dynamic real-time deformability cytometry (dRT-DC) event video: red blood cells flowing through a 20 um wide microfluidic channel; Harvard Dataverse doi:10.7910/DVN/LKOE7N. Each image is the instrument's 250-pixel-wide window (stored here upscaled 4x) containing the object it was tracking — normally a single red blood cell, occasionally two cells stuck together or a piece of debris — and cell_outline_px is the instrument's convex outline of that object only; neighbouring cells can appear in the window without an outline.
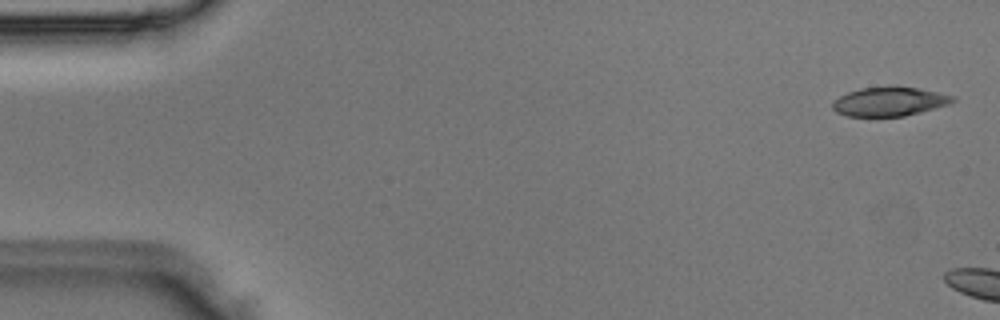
{"species": "Egyptian fruit bat (a non-hibernating species)", "species_latin": "Rousettus aegyptiacus", "temperature_condition": "room temperature", "stored_images_in_passage": 6, "camera_frame_rate_fps": 3000, "um_per_image_px": 0.085, "animal": {"sex": "male"}, "frame": {"image": 1, "passage_image": 2, "time_ms": 0.333, "image_size_px": [1000, 320], "cell_outline_px": [[956, 100], [948, 104], [920, 112], [904, 116], [848, 116], [836, 112], [832, 108], [832, 100], [848, 92], [860, 88], [888, 84], [896, 84], [920, 88], [956, 96]], "centroid_in_image_um": [75.59, 8.59], "position_along_channel_um": 9.4, "area_um2": 20.92}}